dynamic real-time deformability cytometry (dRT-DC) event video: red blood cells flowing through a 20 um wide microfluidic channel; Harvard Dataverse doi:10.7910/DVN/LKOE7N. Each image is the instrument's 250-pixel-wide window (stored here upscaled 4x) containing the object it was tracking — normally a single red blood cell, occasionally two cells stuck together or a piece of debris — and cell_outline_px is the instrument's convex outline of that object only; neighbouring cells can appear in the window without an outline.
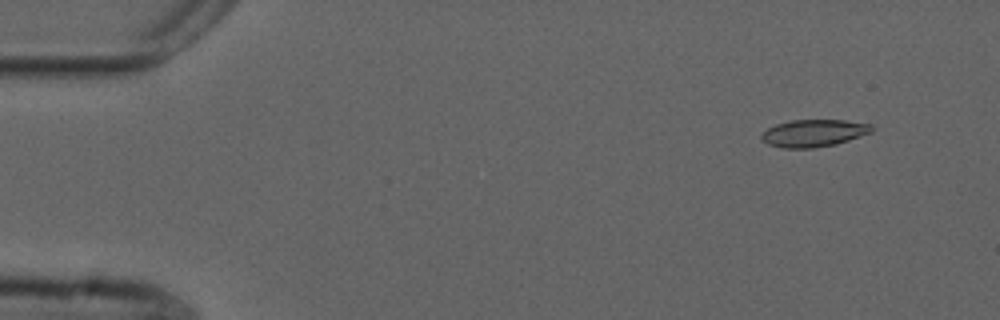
{"species": "common noctule bat (a hibernating species)", "species_latin": "Nyctalus noctula", "temperature_condition": "cold", "stored_images_in_passage": 55, "camera_frame_rate_fps": 3000, "um_per_image_px": 0.085, "animal": {"sex": "male", "forearm_length_mm": 52.5}, "frame": {"image": 1, "passage_image": 5, "time_ms": 1.333, "image_size_px": [1000, 320], "cell_outline_px": [[876, 128], [872, 132], [836, 144], [812, 148], [784, 148], [768, 144], [760, 136], [768, 128], [776, 124], [792, 120], [844, 120], [872, 124]], "centroid_in_image_um": [69.21, 11.31], "position_along_channel_um": 15.8, "area_um2": 17.46}}
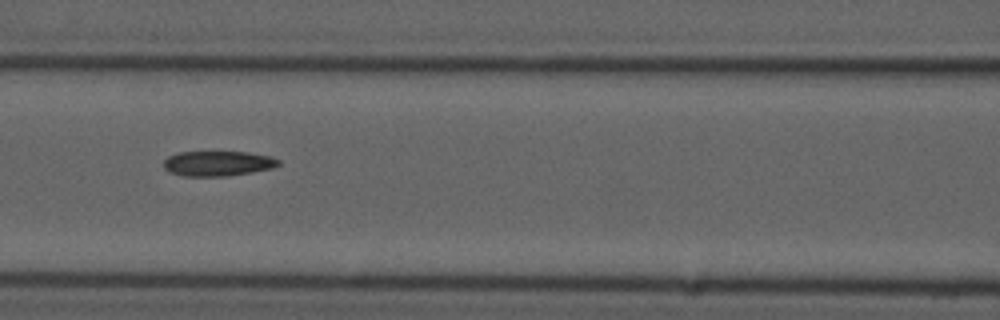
{"frame": {"image": 2, "passage_image": 24, "time_ms": 7.667, "image_size_px": [1000, 320], "cell_outline_px": [[280, 164], [272, 168], [252, 172], [228, 176], [184, 176], [172, 172], [164, 168], [164, 160], [168, 156], [180, 152], [248, 152], [268, 156], [280, 160]], "centroid_in_image_um": [18.52, 13.89], "position_along_channel_um": 148.1, "area_um2": 16.65}}
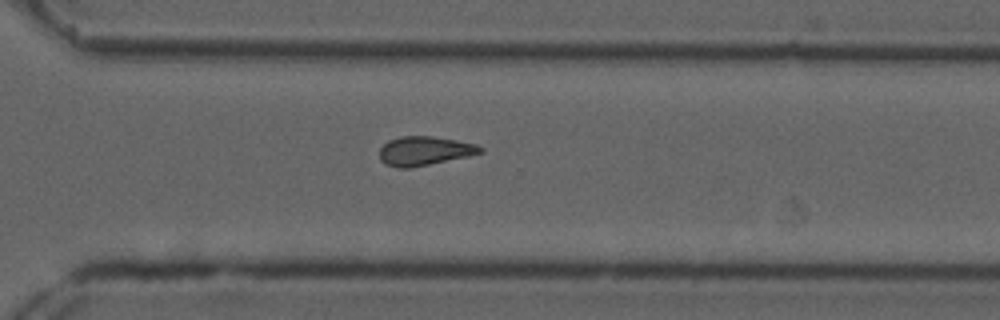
{"frame": {"image": 3, "passage_image": 39, "time_ms": 12.667, "image_size_px": [1000, 320], "cell_outline_px": [[484, 152], [468, 156], [412, 168], [396, 168], [384, 164], [380, 160], [380, 148], [388, 140], [400, 136], [432, 136], [456, 140], [476, 144], [484, 148]], "centroid_in_image_um": [36.07, 12.83], "position_along_channel_um": 334.5, "area_um2": 17.22}, "authors_computed_cell_mechanics": {"area_um2": 17.3978, "velocity_mm_per_s": 3.7403, "shape_relaxation_time_tau1_ms": null, "shape_relaxation_time_tau2_ms": 9.2335, "deformation_change_tau1": null, "deformation_change_tau2": 0.1914}}